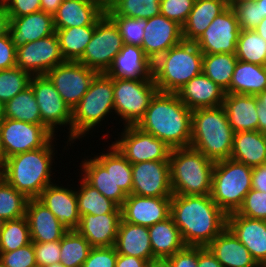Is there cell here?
I'll return each instance as SVG.
<instances>
[{
  "label": "cell",
  "mask_w": 266,
  "mask_h": 267,
  "mask_svg": "<svg viewBox=\"0 0 266 267\" xmlns=\"http://www.w3.org/2000/svg\"><path fill=\"white\" fill-rule=\"evenodd\" d=\"M170 215L186 246L206 247L227 227V214L211 195L173 194Z\"/></svg>",
  "instance_id": "cell-1"
},
{
  "label": "cell",
  "mask_w": 266,
  "mask_h": 267,
  "mask_svg": "<svg viewBox=\"0 0 266 267\" xmlns=\"http://www.w3.org/2000/svg\"><path fill=\"white\" fill-rule=\"evenodd\" d=\"M191 123L192 110L176 93L158 91L136 126L176 149L190 147Z\"/></svg>",
  "instance_id": "cell-2"
},
{
  "label": "cell",
  "mask_w": 266,
  "mask_h": 267,
  "mask_svg": "<svg viewBox=\"0 0 266 267\" xmlns=\"http://www.w3.org/2000/svg\"><path fill=\"white\" fill-rule=\"evenodd\" d=\"M56 140L54 136L42 148L15 154L3 161L4 179L28 199L38 198L45 187L55 182L51 177L55 174L52 166Z\"/></svg>",
  "instance_id": "cell-3"
},
{
  "label": "cell",
  "mask_w": 266,
  "mask_h": 267,
  "mask_svg": "<svg viewBox=\"0 0 266 267\" xmlns=\"http://www.w3.org/2000/svg\"><path fill=\"white\" fill-rule=\"evenodd\" d=\"M190 147L214 162L230 159L234 131L223 105L192 111Z\"/></svg>",
  "instance_id": "cell-4"
},
{
  "label": "cell",
  "mask_w": 266,
  "mask_h": 267,
  "mask_svg": "<svg viewBox=\"0 0 266 267\" xmlns=\"http://www.w3.org/2000/svg\"><path fill=\"white\" fill-rule=\"evenodd\" d=\"M203 53L197 44L182 41L153 62V79L159 92L177 93L202 73Z\"/></svg>",
  "instance_id": "cell-5"
},
{
  "label": "cell",
  "mask_w": 266,
  "mask_h": 267,
  "mask_svg": "<svg viewBox=\"0 0 266 267\" xmlns=\"http://www.w3.org/2000/svg\"><path fill=\"white\" fill-rule=\"evenodd\" d=\"M215 162L192 147L171 149L170 185L173 194L211 195Z\"/></svg>",
  "instance_id": "cell-6"
},
{
  "label": "cell",
  "mask_w": 266,
  "mask_h": 267,
  "mask_svg": "<svg viewBox=\"0 0 266 267\" xmlns=\"http://www.w3.org/2000/svg\"><path fill=\"white\" fill-rule=\"evenodd\" d=\"M114 114L113 78L106 73H98L72 110V144L89 133L93 136L94 129L98 127L99 130L103 126L101 122Z\"/></svg>",
  "instance_id": "cell-7"
},
{
  "label": "cell",
  "mask_w": 266,
  "mask_h": 267,
  "mask_svg": "<svg viewBox=\"0 0 266 267\" xmlns=\"http://www.w3.org/2000/svg\"><path fill=\"white\" fill-rule=\"evenodd\" d=\"M252 167L224 159L215 162L212 173V200L225 213L237 212L252 189Z\"/></svg>",
  "instance_id": "cell-8"
},
{
  "label": "cell",
  "mask_w": 266,
  "mask_h": 267,
  "mask_svg": "<svg viewBox=\"0 0 266 267\" xmlns=\"http://www.w3.org/2000/svg\"><path fill=\"white\" fill-rule=\"evenodd\" d=\"M157 92L154 79H113L114 120L120 117L123 126L137 125Z\"/></svg>",
  "instance_id": "cell-9"
},
{
  "label": "cell",
  "mask_w": 266,
  "mask_h": 267,
  "mask_svg": "<svg viewBox=\"0 0 266 267\" xmlns=\"http://www.w3.org/2000/svg\"><path fill=\"white\" fill-rule=\"evenodd\" d=\"M123 45L115 22L104 13L97 20L92 38L78 62L98 73H106Z\"/></svg>",
  "instance_id": "cell-10"
},
{
  "label": "cell",
  "mask_w": 266,
  "mask_h": 267,
  "mask_svg": "<svg viewBox=\"0 0 266 267\" xmlns=\"http://www.w3.org/2000/svg\"><path fill=\"white\" fill-rule=\"evenodd\" d=\"M40 110L42 123L54 134L58 127L69 130L67 146L72 145V109L57 92L46 75L32 76L30 81ZM69 142V143H68Z\"/></svg>",
  "instance_id": "cell-11"
},
{
  "label": "cell",
  "mask_w": 266,
  "mask_h": 267,
  "mask_svg": "<svg viewBox=\"0 0 266 267\" xmlns=\"http://www.w3.org/2000/svg\"><path fill=\"white\" fill-rule=\"evenodd\" d=\"M54 136L45 125L9 118L0 123L2 162L15 154L44 147Z\"/></svg>",
  "instance_id": "cell-12"
},
{
  "label": "cell",
  "mask_w": 266,
  "mask_h": 267,
  "mask_svg": "<svg viewBox=\"0 0 266 267\" xmlns=\"http://www.w3.org/2000/svg\"><path fill=\"white\" fill-rule=\"evenodd\" d=\"M118 140L112 144L131 163L143 161H169L171 148L152 134L142 131L136 125L124 126Z\"/></svg>",
  "instance_id": "cell-13"
},
{
  "label": "cell",
  "mask_w": 266,
  "mask_h": 267,
  "mask_svg": "<svg viewBox=\"0 0 266 267\" xmlns=\"http://www.w3.org/2000/svg\"><path fill=\"white\" fill-rule=\"evenodd\" d=\"M97 71L80 62L65 61L46 74L59 95L73 110L88 91Z\"/></svg>",
  "instance_id": "cell-14"
},
{
  "label": "cell",
  "mask_w": 266,
  "mask_h": 267,
  "mask_svg": "<svg viewBox=\"0 0 266 267\" xmlns=\"http://www.w3.org/2000/svg\"><path fill=\"white\" fill-rule=\"evenodd\" d=\"M64 62L55 32L16 48V66L32 76L46 75Z\"/></svg>",
  "instance_id": "cell-15"
},
{
  "label": "cell",
  "mask_w": 266,
  "mask_h": 267,
  "mask_svg": "<svg viewBox=\"0 0 266 267\" xmlns=\"http://www.w3.org/2000/svg\"><path fill=\"white\" fill-rule=\"evenodd\" d=\"M239 33L236 13L229 6L213 19L195 43L203 54H236Z\"/></svg>",
  "instance_id": "cell-16"
},
{
  "label": "cell",
  "mask_w": 266,
  "mask_h": 267,
  "mask_svg": "<svg viewBox=\"0 0 266 267\" xmlns=\"http://www.w3.org/2000/svg\"><path fill=\"white\" fill-rule=\"evenodd\" d=\"M108 150L97 155L83 157L80 163L82 178L91 186L98 189L106 198L111 199L119 207L124 203L127 195L119 186H116L112 177V143ZM90 159H89V158Z\"/></svg>",
  "instance_id": "cell-17"
},
{
  "label": "cell",
  "mask_w": 266,
  "mask_h": 267,
  "mask_svg": "<svg viewBox=\"0 0 266 267\" xmlns=\"http://www.w3.org/2000/svg\"><path fill=\"white\" fill-rule=\"evenodd\" d=\"M131 194L146 197H172L169 161H143L132 164Z\"/></svg>",
  "instance_id": "cell-18"
},
{
  "label": "cell",
  "mask_w": 266,
  "mask_h": 267,
  "mask_svg": "<svg viewBox=\"0 0 266 267\" xmlns=\"http://www.w3.org/2000/svg\"><path fill=\"white\" fill-rule=\"evenodd\" d=\"M171 197H146L130 194L121 206V218L131 224L152 226L167 219Z\"/></svg>",
  "instance_id": "cell-19"
},
{
  "label": "cell",
  "mask_w": 266,
  "mask_h": 267,
  "mask_svg": "<svg viewBox=\"0 0 266 267\" xmlns=\"http://www.w3.org/2000/svg\"><path fill=\"white\" fill-rule=\"evenodd\" d=\"M182 41V26L177 22L161 14L146 19L141 47L152 62Z\"/></svg>",
  "instance_id": "cell-20"
},
{
  "label": "cell",
  "mask_w": 266,
  "mask_h": 267,
  "mask_svg": "<svg viewBox=\"0 0 266 267\" xmlns=\"http://www.w3.org/2000/svg\"><path fill=\"white\" fill-rule=\"evenodd\" d=\"M68 186H63V184L60 186L59 183L48 185L42 190L38 199L67 230H76L81 218L78 211L76 188Z\"/></svg>",
  "instance_id": "cell-21"
},
{
  "label": "cell",
  "mask_w": 266,
  "mask_h": 267,
  "mask_svg": "<svg viewBox=\"0 0 266 267\" xmlns=\"http://www.w3.org/2000/svg\"><path fill=\"white\" fill-rule=\"evenodd\" d=\"M227 227L260 263L266 260V220L241 216L237 212L227 215Z\"/></svg>",
  "instance_id": "cell-22"
},
{
  "label": "cell",
  "mask_w": 266,
  "mask_h": 267,
  "mask_svg": "<svg viewBox=\"0 0 266 267\" xmlns=\"http://www.w3.org/2000/svg\"><path fill=\"white\" fill-rule=\"evenodd\" d=\"M25 216L33 243L61 240L68 231L38 198L28 199Z\"/></svg>",
  "instance_id": "cell-23"
},
{
  "label": "cell",
  "mask_w": 266,
  "mask_h": 267,
  "mask_svg": "<svg viewBox=\"0 0 266 267\" xmlns=\"http://www.w3.org/2000/svg\"><path fill=\"white\" fill-rule=\"evenodd\" d=\"M106 74L113 79H153V62L142 47L124 44Z\"/></svg>",
  "instance_id": "cell-24"
},
{
  "label": "cell",
  "mask_w": 266,
  "mask_h": 267,
  "mask_svg": "<svg viewBox=\"0 0 266 267\" xmlns=\"http://www.w3.org/2000/svg\"><path fill=\"white\" fill-rule=\"evenodd\" d=\"M9 19L8 33L16 48L55 32L53 15L42 10Z\"/></svg>",
  "instance_id": "cell-25"
},
{
  "label": "cell",
  "mask_w": 266,
  "mask_h": 267,
  "mask_svg": "<svg viewBox=\"0 0 266 267\" xmlns=\"http://www.w3.org/2000/svg\"><path fill=\"white\" fill-rule=\"evenodd\" d=\"M176 94L193 111L223 105L226 92L201 73L187 82Z\"/></svg>",
  "instance_id": "cell-26"
},
{
  "label": "cell",
  "mask_w": 266,
  "mask_h": 267,
  "mask_svg": "<svg viewBox=\"0 0 266 267\" xmlns=\"http://www.w3.org/2000/svg\"><path fill=\"white\" fill-rule=\"evenodd\" d=\"M120 220L121 213L85 214L76 230L92 247H113Z\"/></svg>",
  "instance_id": "cell-27"
},
{
  "label": "cell",
  "mask_w": 266,
  "mask_h": 267,
  "mask_svg": "<svg viewBox=\"0 0 266 267\" xmlns=\"http://www.w3.org/2000/svg\"><path fill=\"white\" fill-rule=\"evenodd\" d=\"M114 247L118 254L141 258L150 264L158 261L153 256L148 227L128 223L122 218Z\"/></svg>",
  "instance_id": "cell-28"
},
{
  "label": "cell",
  "mask_w": 266,
  "mask_h": 267,
  "mask_svg": "<svg viewBox=\"0 0 266 267\" xmlns=\"http://www.w3.org/2000/svg\"><path fill=\"white\" fill-rule=\"evenodd\" d=\"M206 247L223 267H253L257 264L249 250L228 227Z\"/></svg>",
  "instance_id": "cell-29"
},
{
  "label": "cell",
  "mask_w": 266,
  "mask_h": 267,
  "mask_svg": "<svg viewBox=\"0 0 266 267\" xmlns=\"http://www.w3.org/2000/svg\"><path fill=\"white\" fill-rule=\"evenodd\" d=\"M257 96L226 93L223 107L234 133L258 130Z\"/></svg>",
  "instance_id": "cell-30"
},
{
  "label": "cell",
  "mask_w": 266,
  "mask_h": 267,
  "mask_svg": "<svg viewBox=\"0 0 266 267\" xmlns=\"http://www.w3.org/2000/svg\"><path fill=\"white\" fill-rule=\"evenodd\" d=\"M104 12L85 0H63L53 14L54 29L95 26Z\"/></svg>",
  "instance_id": "cell-31"
},
{
  "label": "cell",
  "mask_w": 266,
  "mask_h": 267,
  "mask_svg": "<svg viewBox=\"0 0 266 267\" xmlns=\"http://www.w3.org/2000/svg\"><path fill=\"white\" fill-rule=\"evenodd\" d=\"M229 6L230 4L226 0H195L188 18L182 26L183 40L195 42L213 19Z\"/></svg>",
  "instance_id": "cell-32"
},
{
  "label": "cell",
  "mask_w": 266,
  "mask_h": 267,
  "mask_svg": "<svg viewBox=\"0 0 266 267\" xmlns=\"http://www.w3.org/2000/svg\"><path fill=\"white\" fill-rule=\"evenodd\" d=\"M230 159L257 167L266 163V134L257 131L234 133Z\"/></svg>",
  "instance_id": "cell-33"
},
{
  "label": "cell",
  "mask_w": 266,
  "mask_h": 267,
  "mask_svg": "<svg viewBox=\"0 0 266 267\" xmlns=\"http://www.w3.org/2000/svg\"><path fill=\"white\" fill-rule=\"evenodd\" d=\"M148 231L153 256L158 261H165L186 246L171 215L167 219L149 226Z\"/></svg>",
  "instance_id": "cell-34"
},
{
  "label": "cell",
  "mask_w": 266,
  "mask_h": 267,
  "mask_svg": "<svg viewBox=\"0 0 266 267\" xmlns=\"http://www.w3.org/2000/svg\"><path fill=\"white\" fill-rule=\"evenodd\" d=\"M266 89V66L238 60L230 82V93L257 96Z\"/></svg>",
  "instance_id": "cell-35"
},
{
  "label": "cell",
  "mask_w": 266,
  "mask_h": 267,
  "mask_svg": "<svg viewBox=\"0 0 266 267\" xmlns=\"http://www.w3.org/2000/svg\"><path fill=\"white\" fill-rule=\"evenodd\" d=\"M79 185L76 189L78 211L79 215L85 214L101 215L105 213H121V207H119L111 199L106 198L98 189L88 184L79 175Z\"/></svg>",
  "instance_id": "cell-36"
},
{
  "label": "cell",
  "mask_w": 266,
  "mask_h": 267,
  "mask_svg": "<svg viewBox=\"0 0 266 267\" xmlns=\"http://www.w3.org/2000/svg\"><path fill=\"white\" fill-rule=\"evenodd\" d=\"M94 30L95 26H80L55 30L60 51L65 61L78 62L82 58Z\"/></svg>",
  "instance_id": "cell-37"
},
{
  "label": "cell",
  "mask_w": 266,
  "mask_h": 267,
  "mask_svg": "<svg viewBox=\"0 0 266 267\" xmlns=\"http://www.w3.org/2000/svg\"><path fill=\"white\" fill-rule=\"evenodd\" d=\"M238 59L236 54H204L202 73L230 93V82Z\"/></svg>",
  "instance_id": "cell-38"
},
{
  "label": "cell",
  "mask_w": 266,
  "mask_h": 267,
  "mask_svg": "<svg viewBox=\"0 0 266 267\" xmlns=\"http://www.w3.org/2000/svg\"><path fill=\"white\" fill-rule=\"evenodd\" d=\"M5 118L44 125L41 121L39 106L31 86L5 103Z\"/></svg>",
  "instance_id": "cell-39"
},
{
  "label": "cell",
  "mask_w": 266,
  "mask_h": 267,
  "mask_svg": "<svg viewBox=\"0 0 266 267\" xmlns=\"http://www.w3.org/2000/svg\"><path fill=\"white\" fill-rule=\"evenodd\" d=\"M60 247V263L65 267H82L93 248L77 230H68L60 240Z\"/></svg>",
  "instance_id": "cell-40"
},
{
  "label": "cell",
  "mask_w": 266,
  "mask_h": 267,
  "mask_svg": "<svg viewBox=\"0 0 266 267\" xmlns=\"http://www.w3.org/2000/svg\"><path fill=\"white\" fill-rule=\"evenodd\" d=\"M236 57L244 62L266 66V40L254 30H240Z\"/></svg>",
  "instance_id": "cell-41"
},
{
  "label": "cell",
  "mask_w": 266,
  "mask_h": 267,
  "mask_svg": "<svg viewBox=\"0 0 266 267\" xmlns=\"http://www.w3.org/2000/svg\"><path fill=\"white\" fill-rule=\"evenodd\" d=\"M108 16L148 19L160 14V0H113Z\"/></svg>",
  "instance_id": "cell-42"
},
{
  "label": "cell",
  "mask_w": 266,
  "mask_h": 267,
  "mask_svg": "<svg viewBox=\"0 0 266 267\" xmlns=\"http://www.w3.org/2000/svg\"><path fill=\"white\" fill-rule=\"evenodd\" d=\"M30 243V230L26 216L5 221L0 232V252L14 251Z\"/></svg>",
  "instance_id": "cell-43"
},
{
  "label": "cell",
  "mask_w": 266,
  "mask_h": 267,
  "mask_svg": "<svg viewBox=\"0 0 266 267\" xmlns=\"http://www.w3.org/2000/svg\"><path fill=\"white\" fill-rule=\"evenodd\" d=\"M28 198L5 179L0 182V217L15 220L25 216Z\"/></svg>",
  "instance_id": "cell-44"
},
{
  "label": "cell",
  "mask_w": 266,
  "mask_h": 267,
  "mask_svg": "<svg viewBox=\"0 0 266 267\" xmlns=\"http://www.w3.org/2000/svg\"><path fill=\"white\" fill-rule=\"evenodd\" d=\"M32 75L17 66L0 70V101L4 104L30 86Z\"/></svg>",
  "instance_id": "cell-45"
},
{
  "label": "cell",
  "mask_w": 266,
  "mask_h": 267,
  "mask_svg": "<svg viewBox=\"0 0 266 267\" xmlns=\"http://www.w3.org/2000/svg\"><path fill=\"white\" fill-rule=\"evenodd\" d=\"M121 34L123 44L141 47L144 37L146 19L125 16H109Z\"/></svg>",
  "instance_id": "cell-46"
},
{
  "label": "cell",
  "mask_w": 266,
  "mask_h": 267,
  "mask_svg": "<svg viewBox=\"0 0 266 267\" xmlns=\"http://www.w3.org/2000/svg\"><path fill=\"white\" fill-rule=\"evenodd\" d=\"M230 6L236 13L240 30H254L264 18L256 0H235Z\"/></svg>",
  "instance_id": "cell-47"
},
{
  "label": "cell",
  "mask_w": 266,
  "mask_h": 267,
  "mask_svg": "<svg viewBox=\"0 0 266 267\" xmlns=\"http://www.w3.org/2000/svg\"><path fill=\"white\" fill-rule=\"evenodd\" d=\"M112 177L126 195L132 192V164L112 144Z\"/></svg>",
  "instance_id": "cell-48"
},
{
  "label": "cell",
  "mask_w": 266,
  "mask_h": 267,
  "mask_svg": "<svg viewBox=\"0 0 266 267\" xmlns=\"http://www.w3.org/2000/svg\"><path fill=\"white\" fill-rule=\"evenodd\" d=\"M237 213L253 219L266 220V192L251 189Z\"/></svg>",
  "instance_id": "cell-49"
},
{
  "label": "cell",
  "mask_w": 266,
  "mask_h": 267,
  "mask_svg": "<svg viewBox=\"0 0 266 267\" xmlns=\"http://www.w3.org/2000/svg\"><path fill=\"white\" fill-rule=\"evenodd\" d=\"M0 261L6 267H37L34 243L10 252H0Z\"/></svg>",
  "instance_id": "cell-50"
},
{
  "label": "cell",
  "mask_w": 266,
  "mask_h": 267,
  "mask_svg": "<svg viewBox=\"0 0 266 267\" xmlns=\"http://www.w3.org/2000/svg\"><path fill=\"white\" fill-rule=\"evenodd\" d=\"M194 3L195 0H161L160 14L183 26Z\"/></svg>",
  "instance_id": "cell-51"
},
{
  "label": "cell",
  "mask_w": 266,
  "mask_h": 267,
  "mask_svg": "<svg viewBox=\"0 0 266 267\" xmlns=\"http://www.w3.org/2000/svg\"><path fill=\"white\" fill-rule=\"evenodd\" d=\"M37 267H46L60 263V240L53 242L34 243Z\"/></svg>",
  "instance_id": "cell-52"
},
{
  "label": "cell",
  "mask_w": 266,
  "mask_h": 267,
  "mask_svg": "<svg viewBox=\"0 0 266 267\" xmlns=\"http://www.w3.org/2000/svg\"><path fill=\"white\" fill-rule=\"evenodd\" d=\"M115 247H93L82 267H115L117 259Z\"/></svg>",
  "instance_id": "cell-53"
},
{
  "label": "cell",
  "mask_w": 266,
  "mask_h": 267,
  "mask_svg": "<svg viewBox=\"0 0 266 267\" xmlns=\"http://www.w3.org/2000/svg\"><path fill=\"white\" fill-rule=\"evenodd\" d=\"M9 17H20L41 10V0H1Z\"/></svg>",
  "instance_id": "cell-54"
},
{
  "label": "cell",
  "mask_w": 266,
  "mask_h": 267,
  "mask_svg": "<svg viewBox=\"0 0 266 267\" xmlns=\"http://www.w3.org/2000/svg\"><path fill=\"white\" fill-rule=\"evenodd\" d=\"M165 262L169 267H197L198 264V246H185L168 257Z\"/></svg>",
  "instance_id": "cell-55"
},
{
  "label": "cell",
  "mask_w": 266,
  "mask_h": 267,
  "mask_svg": "<svg viewBox=\"0 0 266 267\" xmlns=\"http://www.w3.org/2000/svg\"><path fill=\"white\" fill-rule=\"evenodd\" d=\"M16 66V47L9 33L0 37V70Z\"/></svg>",
  "instance_id": "cell-56"
},
{
  "label": "cell",
  "mask_w": 266,
  "mask_h": 267,
  "mask_svg": "<svg viewBox=\"0 0 266 267\" xmlns=\"http://www.w3.org/2000/svg\"><path fill=\"white\" fill-rule=\"evenodd\" d=\"M252 189L266 192V163L252 169Z\"/></svg>",
  "instance_id": "cell-57"
},
{
  "label": "cell",
  "mask_w": 266,
  "mask_h": 267,
  "mask_svg": "<svg viewBox=\"0 0 266 267\" xmlns=\"http://www.w3.org/2000/svg\"><path fill=\"white\" fill-rule=\"evenodd\" d=\"M197 267H223L207 247L198 246Z\"/></svg>",
  "instance_id": "cell-58"
},
{
  "label": "cell",
  "mask_w": 266,
  "mask_h": 267,
  "mask_svg": "<svg viewBox=\"0 0 266 267\" xmlns=\"http://www.w3.org/2000/svg\"><path fill=\"white\" fill-rule=\"evenodd\" d=\"M147 260L134 256L118 254L115 267H149Z\"/></svg>",
  "instance_id": "cell-59"
},
{
  "label": "cell",
  "mask_w": 266,
  "mask_h": 267,
  "mask_svg": "<svg viewBox=\"0 0 266 267\" xmlns=\"http://www.w3.org/2000/svg\"><path fill=\"white\" fill-rule=\"evenodd\" d=\"M9 22V15L3 4L0 2V37H3L8 33Z\"/></svg>",
  "instance_id": "cell-60"
},
{
  "label": "cell",
  "mask_w": 266,
  "mask_h": 267,
  "mask_svg": "<svg viewBox=\"0 0 266 267\" xmlns=\"http://www.w3.org/2000/svg\"><path fill=\"white\" fill-rule=\"evenodd\" d=\"M62 1L63 0H41V10L53 15Z\"/></svg>",
  "instance_id": "cell-61"
},
{
  "label": "cell",
  "mask_w": 266,
  "mask_h": 267,
  "mask_svg": "<svg viewBox=\"0 0 266 267\" xmlns=\"http://www.w3.org/2000/svg\"><path fill=\"white\" fill-rule=\"evenodd\" d=\"M258 113V131L266 134V107H262L259 103L257 105Z\"/></svg>",
  "instance_id": "cell-62"
},
{
  "label": "cell",
  "mask_w": 266,
  "mask_h": 267,
  "mask_svg": "<svg viewBox=\"0 0 266 267\" xmlns=\"http://www.w3.org/2000/svg\"><path fill=\"white\" fill-rule=\"evenodd\" d=\"M98 6L104 13L109 10L113 0H85Z\"/></svg>",
  "instance_id": "cell-63"
},
{
  "label": "cell",
  "mask_w": 266,
  "mask_h": 267,
  "mask_svg": "<svg viewBox=\"0 0 266 267\" xmlns=\"http://www.w3.org/2000/svg\"><path fill=\"white\" fill-rule=\"evenodd\" d=\"M254 31L266 40V17L261 20Z\"/></svg>",
  "instance_id": "cell-64"
},
{
  "label": "cell",
  "mask_w": 266,
  "mask_h": 267,
  "mask_svg": "<svg viewBox=\"0 0 266 267\" xmlns=\"http://www.w3.org/2000/svg\"><path fill=\"white\" fill-rule=\"evenodd\" d=\"M257 100L262 107H266V89L257 95Z\"/></svg>",
  "instance_id": "cell-65"
},
{
  "label": "cell",
  "mask_w": 266,
  "mask_h": 267,
  "mask_svg": "<svg viewBox=\"0 0 266 267\" xmlns=\"http://www.w3.org/2000/svg\"><path fill=\"white\" fill-rule=\"evenodd\" d=\"M260 4L261 16L266 17V0H256Z\"/></svg>",
  "instance_id": "cell-66"
},
{
  "label": "cell",
  "mask_w": 266,
  "mask_h": 267,
  "mask_svg": "<svg viewBox=\"0 0 266 267\" xmlns=\"http://www.w3.org/2000/svg\"><path fill=\"white\" fill-rule=\"evenodd\" d=\"M5 118V104L0 101V123L4 120Z\"/></svg>",
  "instance_id": "cell-67"
},
{
  "label": "cell",
  "mask_w": 266,
  "mask_h": 267,
  "mask_svg": "<svg viewBox=\"0 0 266 267\" xmlns=\"http://www.w3.org/2000/svg\"><path fill=\"white\" fill-rule=\"evenodd\" d=\"M152 267H169L165 261H157L152 264Z\"/></svg>",
  "instance_id": "cell-68"
},
{
  "label": "cell",
  "mask_w": 266,
  "mask_h": 267,
  "mask_svg": "<svg viewBox=\"0 0 266 267\" xmlns=\"http://www.w3.org/2000/svg\"><path fill=\"white\" fill-rule=\"evenodd\" d=\"M4 179V166L3 162H0V182Z\"/></svg>",
  "instance_id": "cell-69"
},
{
  "label": "cell",
  "mask_w": 266,
  "mask_h": 267,
  "mask_svg": "<svg viewBox=\"0 0 266 267\" xmlns=\"http://www.w3.org/2000/svg\"><path fill=\"white\" fill-rule=\"evenodd\" d=\"M46 267H65V266L61 263H54V264L46 266Z\"/></svg>",
  "instance_id": "cell-70"
},
{
  "label": "cell",
  "mask_w": 266,
  "mask_h": 267,
  "mask_svg": "<svg viewBox=\"0 0 266 267\" xmlns=\"http://www.w3.org/2000/svg\"><path fill=\"white\" fill-rule=\"evenodd\" d=\"M4 223H5V220L0 217V232L3 229V227H4Z\"/></svg>",
  "instance_id": "cell-71"
},
{
  "label": "cell",
  "mask_w": 266,
  "mask_h": 267,
  "mask_svg": "<svg viewBox=\"0 0 266 267\" xmlns=\"http://www.w3.org/2000/svg\"><path fill=\"white\" fill-rule=\"evenodd\" d=\"M260 267H266V260L259 263Z\"/></svg>",
  "instance_id": "cell-72"
},
{
  "label": "cell",
  "mask_w": 266,
  "mask_h": 267,
  "mask_svg": "<svg viewBox=\"0 0 266 267\" xmlns=\"http://www.w3.org/2000/svg\"><path fill=\"white\" fill-rule=\"evenodd\" d=\"M0 162H2V151H1V146H0Z\"/></svg>",
  "instance_id": "cell-73"
},
{
  "label": "cell",
  "mask_w": 266,
  "mask_h": 267,
  "mask_svg": "<svg viewBox=\"0 0 266 267\" xmlns=\"http://www.w3.org/2000/svg\"><path fill=\"white\" fill-rule=\"evenodd\" d=\"M229 4H231L235 0H226Z\"/></svg>",
  "instance_id": "cell-74"
},
{
  "label": "cell",
  "mask_w": 266,
  "mask_h": 267,
  "mask_svg": "<svg viewBox=\"0 0 266 267\" xmlns=\"http://www.w3.org/2000/svg\"><path fill=\"white\" fill-rule=\"evenodd\" d=\"M0 267H6V266L0 261Z\"/></svg>",
  "instance_id": "cell-75"
},
{
  "label": "cell",
  "mask_w": 266,
  "mask_h": 267,
  "mask_svg": "<svg viewBox=\"0 0 266 267\" xmlns=\"http://www.w3.org/2000/svg\"><path fill=\"white\" fill-rule=\"evenodd\" d=\"M253 267H260V265H259V263H257L255 266H253Z\"/></svg>",
  "instance_id": "cell-76"
}]
</instances>
